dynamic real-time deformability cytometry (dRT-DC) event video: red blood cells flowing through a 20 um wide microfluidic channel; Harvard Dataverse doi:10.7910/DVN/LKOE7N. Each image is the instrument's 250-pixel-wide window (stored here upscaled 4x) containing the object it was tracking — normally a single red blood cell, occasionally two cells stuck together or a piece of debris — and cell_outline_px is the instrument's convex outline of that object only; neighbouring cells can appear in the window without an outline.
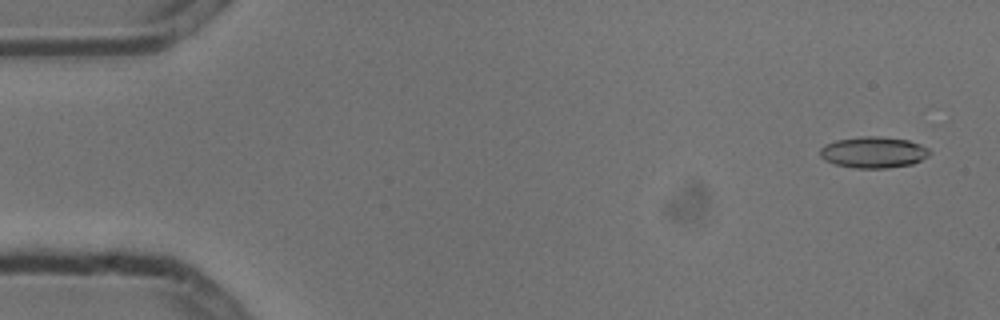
{"species": "common noctule bat (a hibernating species)", "species_latin": "Nyctalus noctula", "temperature_condition": "cold", "stored_images_in_passage": 5, "camera_frame_rate_fps": 3000, "um_per_image_px": 0.085, "animal": {"sex": "male", "body_mass_g": 13.3}, "frame": {"image": 1, "passage_image": 1, "time_ms": 0.0, "image_size_px": [1000, 320], "cell_outline_px": [[932, 152], [928, 156], [912, 164], [888, 168], [856, 168], [836, 164], [824, 160], [820, 156], [820, 148], [824, 144], [836, 140], [860, 136], [876, 136], [908, 140], [920, 144], [928, 148]], "centroid_in_image_um": [74.24, 12.94], "position_along_channel_um": 10.8, "area_um2": 20.0}}
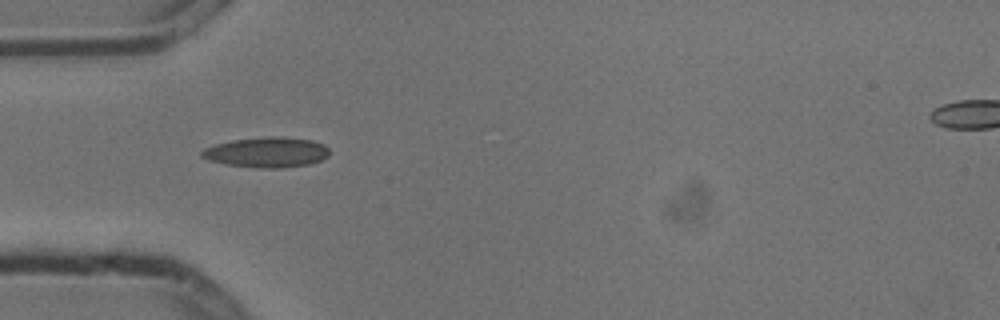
{"frame": {"image": 2, "passage_image": 4, "time_ms": 1.0, "image_size_px": [1000, 320], "cell_outline_px": [[328, 156], [320, 160], [308, 164], [276, 168], [264, 168], [224, 164], [208, 160], [200, 156], [200, 152], [204, 148], [216, 144], [232, 140], [272, 136], [280, 136], [312, 140], [324, 144], [328, 148]], "centroid_in_image_um": [22.65, 12.93], "position_along_channel_um": 62.3, "area_um2": 22.37}}
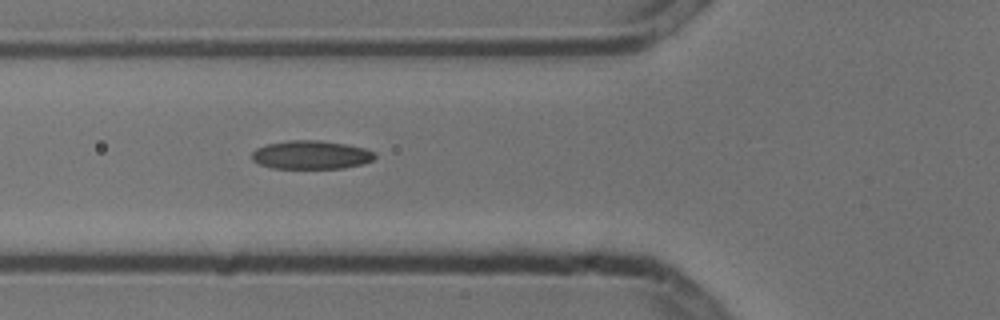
{"frame": {"image": 3, "passage_image": 5, "time_ms": 1.333, "image_size_px": [1000, 320], "cell_outline_px": [[376, 156], [372, 160], [364, 164], [344, 168], [272, 168], [260, 164], [252, 160], [252, 152], [256, 148], [268, 144], [288, 140], [320, 140], [344, 144], [364, 148], [376, 152]], "centroid_in_image_um": [26.46, 13.16], "position_along_channel_um": 99.3, "area_um2": 20.46}}